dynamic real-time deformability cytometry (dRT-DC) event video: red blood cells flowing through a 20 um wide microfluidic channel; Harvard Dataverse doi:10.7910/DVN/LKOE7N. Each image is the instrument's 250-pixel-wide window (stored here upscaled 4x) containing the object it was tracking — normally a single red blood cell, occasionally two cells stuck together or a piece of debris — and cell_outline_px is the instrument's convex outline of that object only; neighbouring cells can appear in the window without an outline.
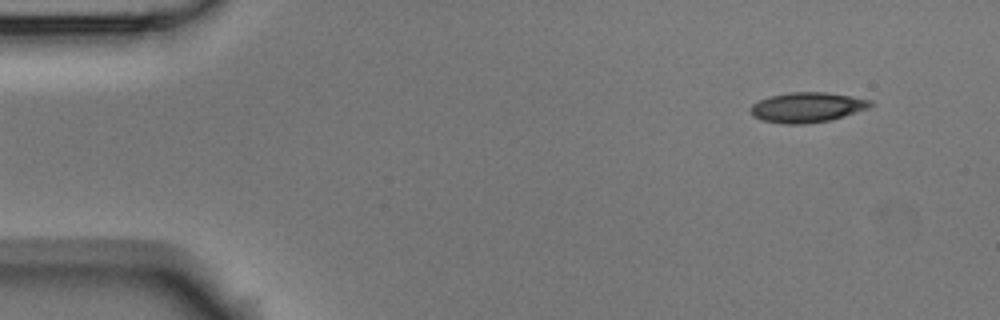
{"species": "Egyptian fruit bat (a non-hibernating species)", "species_latin": "Rousettus aegyptiacus", "temperature_condition": "room temperature", "stored_images_in_passage": 4, "segment_of_instrument_passage": [2, 2], "camera_frame_rate_fps": 3000, "um_per_image_px": 0.085, "animal": {"sex": "male"}, "frame": {"image": 1, "passage_image": 4, "time_ms": 1.0, "image_size_px": [1000, 320], "cell_outline_px": [[872, 104], [868, 108], [844, 116], [828, 120], [804, 124], [784, 124], [764, 120], [752, 116], [748, 108], [752, 104], [760, 100], [772, 96], [788, 92], [824, 92], [872, 100]], "centroid_in_image_um": [68.57, 9.12], "position_along_channel_um": 16.4, "area_um2": 20.75}}